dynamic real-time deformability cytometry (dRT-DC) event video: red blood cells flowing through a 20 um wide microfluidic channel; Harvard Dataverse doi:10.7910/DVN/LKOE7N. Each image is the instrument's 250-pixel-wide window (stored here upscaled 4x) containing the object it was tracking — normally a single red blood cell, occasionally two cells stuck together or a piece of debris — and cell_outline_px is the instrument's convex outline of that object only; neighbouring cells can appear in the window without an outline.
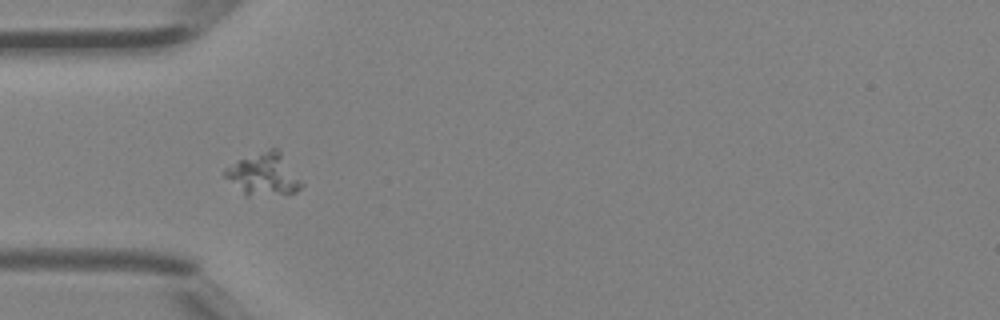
{"species": "Egyptian fruit bat (a non-hibernating species)", "species_latin": "Rousettus aegyptiacus", "temperature_condition": "room temperature", "stored_images_in_passage": 32, "camera_frame_rate_fps": 3000, "um_per_image_px": 0.085, "animal": {"sex": "female"}, "frame": {"image": 1, "passage_image": 1, "time_ms": 0.0, "image_size_px": [1000, 320], "cell_outline_px": [[304, 184], [296, 192], [248, 196], [244, 196], [224, 176], [224, 168], [240, 160], [268, 148], [276, 148], [280, 152]], "centroid_in_image_um": [22.39, 14.83], "position_along_channel_um": 62.6, "area_um2": 18.55}}
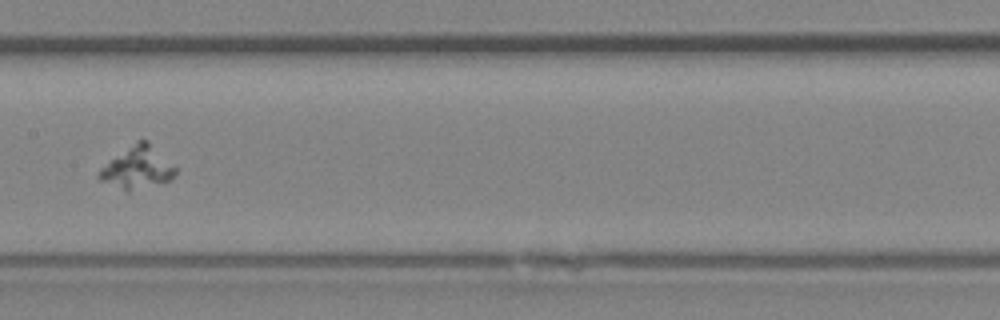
{"frame": {"image": 2, "passage_image": 10, "time_ms": 3.0, "image_size_px": [1000, 320], "cell_outline_px": [[176, 176], [172, 180], [128, 192], [100, 180], [96, 176], [100, 168], [136, 140], [148, 140], [176, 168]], "centroid_in_image_um": [11.68, 14.26], "position_along_channel_um": 195.7, "area_um2": 18.73}}
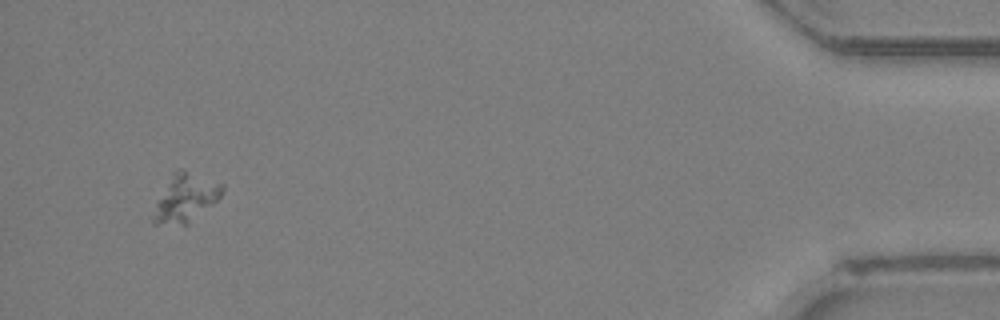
{"frame": {"image": 3, "passage_image": 30, "time_ms": 9.667, "image_size_px": [1000, 320], "cell_outline_px": [[224, 188], [220, 196], [212, 204], [188, 224], [152, 224], [152, 216], [156, 204], [172, 172], [180, 168], [224, 184]], "centroid_in_image_um": [15.76, 16.82], "position_along_channel_um": 419.4, "area_um2": 18.9}}